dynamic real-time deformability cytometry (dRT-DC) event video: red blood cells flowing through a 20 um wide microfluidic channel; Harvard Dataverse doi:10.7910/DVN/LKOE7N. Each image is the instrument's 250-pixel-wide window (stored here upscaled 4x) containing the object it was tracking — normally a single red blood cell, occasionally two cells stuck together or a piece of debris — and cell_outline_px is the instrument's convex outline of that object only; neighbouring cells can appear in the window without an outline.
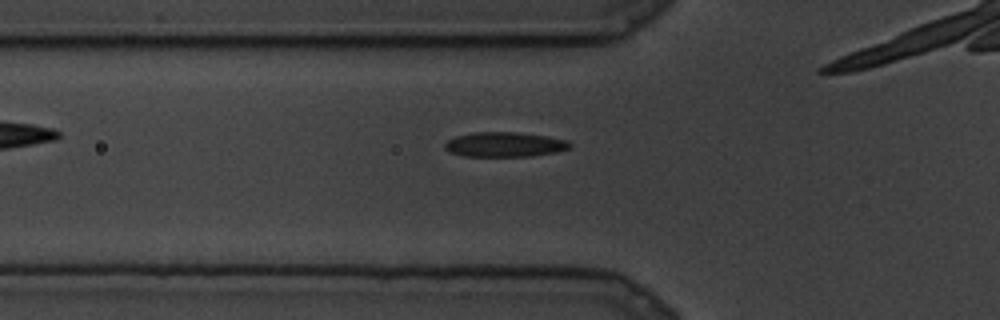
{"species": "common noctule bat (a hibernating species)", "species_latin": "Nyctalus noctula", "temperature_condition": "cold", "stored_images_in_passage": 50, "camera_frame_rate_fps": 3000, "um_per_image_px": 0.085, "animal": {"sex": "male", "body_mass_g": 19.5, "forearm_length_mm": 54.6}, "frame": {"image": 1, "passage_image": 7, "time_ms": 2.0, "image_size_px": [1000, 320], "cell_outline_px": [[572, 148], [556, 152], [532, 156], [464, 156], [452, 152], [444, 148], [444, 144], [448, 140], [456, 136], [472, 132], [516, 132], [544, 136], [568, 140], [572, 144]], "centroid_in_image_um": [42.92, 12.28], "position_along_channel_um": 82.9, "area_um2": 18.03}}
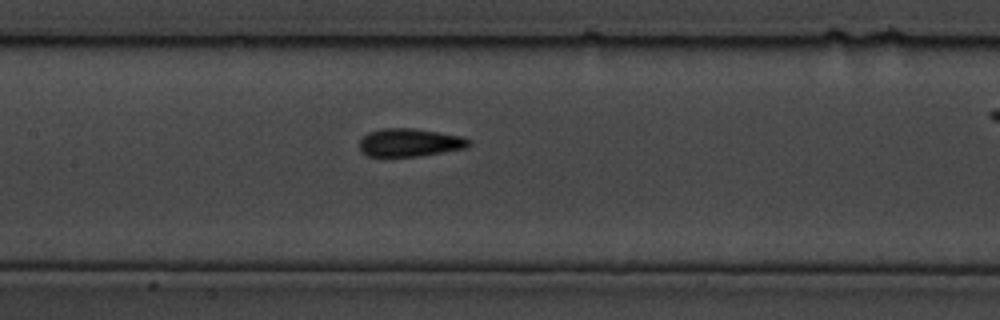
{"frame": {"image": 2, "passage_image": 19, "time_ms": 6.0, "image_size_px": [1000, 320], "cell_outline_px": [[472, 144], [464, 148], [444, 152], [420, 156], [368, 156], [360, 152], [360, 140], [368, 132], [380, 128], [412, 128], [440, 132], [464, 136], [472, 140]], "centroid_in_image_um": [34.85, 12.11], "position_along_channel_um": 172.5, "area_um2": 18.09}}
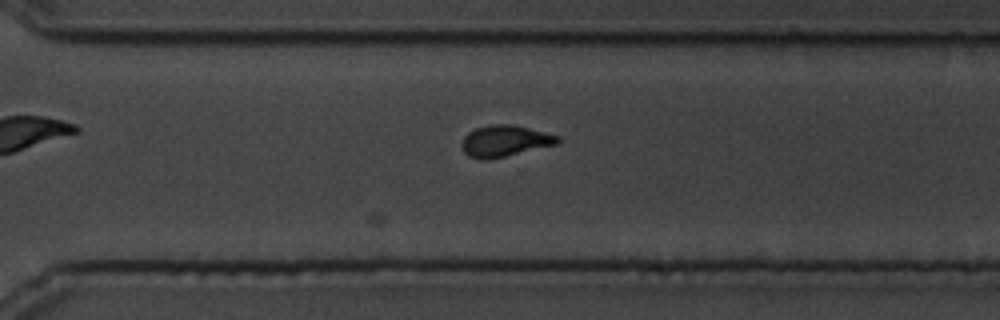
{"frame": {"image": 3, "passage_image": 40, "time_ms": 13.0, "image_size_px": [1000, 320], "cell_outline_px": [[560, 140], [556, 144], [488, 160], [480, 160], [468, 156], [464, 152], [460, 144], [464, 136], [468, 132], [476, 128], [488, 124], [512, 124], [560, 136]], "centroid_in_image_um": [42.85, 11.98], "position_along_channel_um": 327.7, "area_um2": 17.51}}